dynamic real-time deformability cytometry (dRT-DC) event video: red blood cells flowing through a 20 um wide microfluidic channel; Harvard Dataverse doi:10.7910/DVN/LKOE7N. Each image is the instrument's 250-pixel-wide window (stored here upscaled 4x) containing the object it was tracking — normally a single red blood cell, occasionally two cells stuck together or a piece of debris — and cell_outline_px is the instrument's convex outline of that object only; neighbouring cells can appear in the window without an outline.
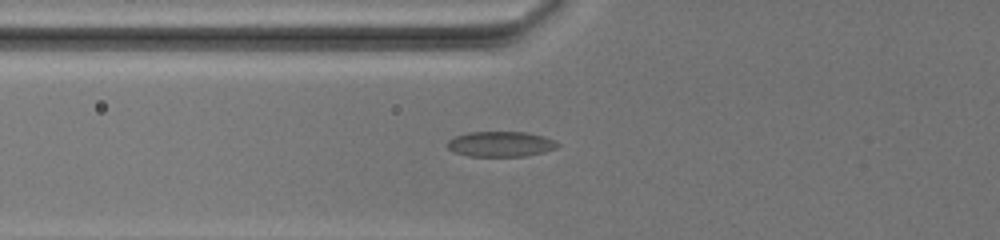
{"species": "common noctule bat (a hibernating species)", "species_latin": "Nyctalus noctula", "temperature_condition": "warm", "stored_images_in_passage": 44, "camera_frame_rate_fps": 3000, "um_per_image_px": 0.085, "animal": {"sex": "female", "body_mass_g": 19.5, "forearm_length_mm": 54.1}, "frame": {"image": 1, "passage_image": 2, "time_ms": 0.333, "image_size_px": [1000, 240], "cell_outline_px": [[560, 144], [556, 148], [544, 152], [524, 156], [468, 156], [452, 152], [444, 144], [448, 140], [456, 136], [468, 132], [524, 132], [544, 136]], "centroid_in_image_um": [42.5, 12.25], "position_along_channel_um": 83.3, "area_um2": 16.3}}
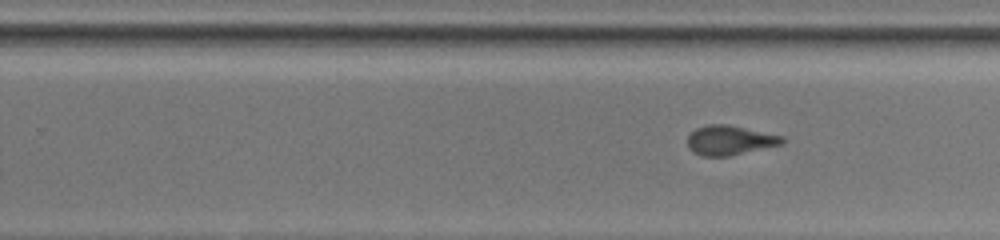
{"frame": {"image": 2, "passage_image": 20, "time_ms": 6.333, "image_size_px": [1000, 240], "cell_outline_px": [[788, 140], [784, 144], [732, 156], [700, 156], [692, 152], [688, 148], [688, 136], [696, 128], [708, 124], [728, 124], [784, 136]], "centroid_in_image_um": [62.08, 11.93], "position_along_channel_um": 267.7, "area_um2": 16.7}}
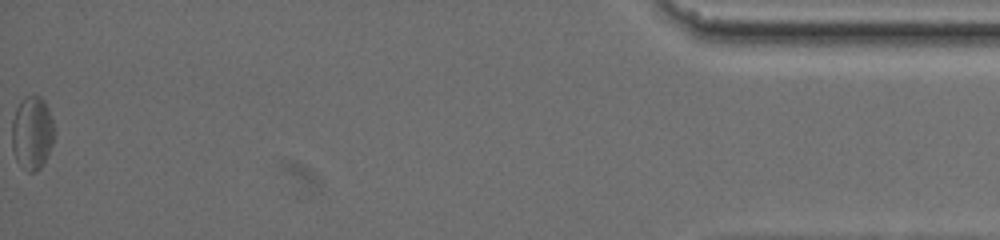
{"frame": {"image": 3, "passage_image": 44, "time_ms": 14.333, "image_size_px": [1000, 240], "cell_outline_px": [[56, 132], [52, 144], [40, 168], [36, 172], [28, 172], [16, 160], [12, 148], [12, 120], [16, 108], [20, 100], [24, 96], [40, 96], [44, 100], [48, 108]], "centroid_in_image_um": [2.73, 11.27], "position_along_channel_um": 432.5, "area_um2": 18.21}, "authors_computed_cell_mechanics": {"area_um2": 16.4441, "velocity_mm_per_s": 3.0751, "shape_relaxation_time_tau1_ms": null, "shape_relaxation_time_tau2_ms": 1.7356, "deformation_change_tau1": null, "deformation_change_tau2": 0.0943}}